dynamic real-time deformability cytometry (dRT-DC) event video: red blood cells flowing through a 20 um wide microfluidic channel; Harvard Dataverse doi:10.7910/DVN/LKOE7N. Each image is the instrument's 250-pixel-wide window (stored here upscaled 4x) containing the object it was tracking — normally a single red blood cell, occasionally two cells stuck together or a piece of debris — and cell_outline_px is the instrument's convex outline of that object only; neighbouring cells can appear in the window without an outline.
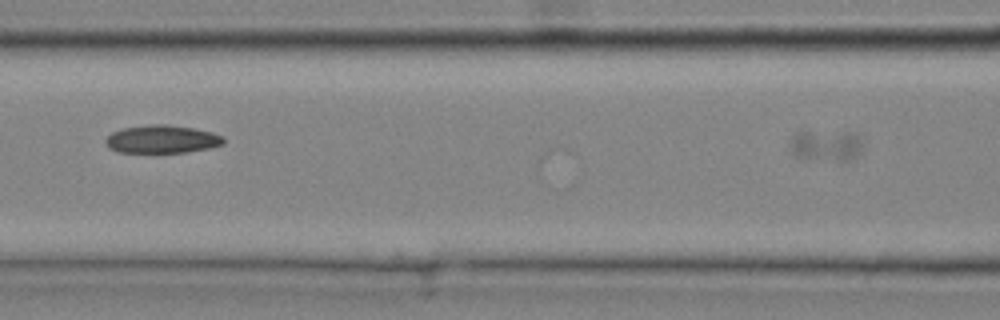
{"species": "common noctule bat (a hibernating species)", "species_latin": "Nyctalus noctula", "temperature_condition": "cold", "stored_images_in_passage": 4, "camera_frame_rate_fps": 3000, "um_per_image_px": 0.085, "animal": {"sex": "male", "body_mass_g": 20.4}, "frame": {"image": 1, "passage_image": 4, "time_ms": 1.0, "image_size_px": [1000, 320], "cell_outline_px": [[860, 152], [848, 160], [840, 164], [796, 156], [792, 148], [792, 136], [800, 132], [848, 132], [856, 136], [860, 144]], "centroid_in_image_um": [70.22, 12.42], "position_along_channel_um": 96.4, "area_um2": 12.83}}